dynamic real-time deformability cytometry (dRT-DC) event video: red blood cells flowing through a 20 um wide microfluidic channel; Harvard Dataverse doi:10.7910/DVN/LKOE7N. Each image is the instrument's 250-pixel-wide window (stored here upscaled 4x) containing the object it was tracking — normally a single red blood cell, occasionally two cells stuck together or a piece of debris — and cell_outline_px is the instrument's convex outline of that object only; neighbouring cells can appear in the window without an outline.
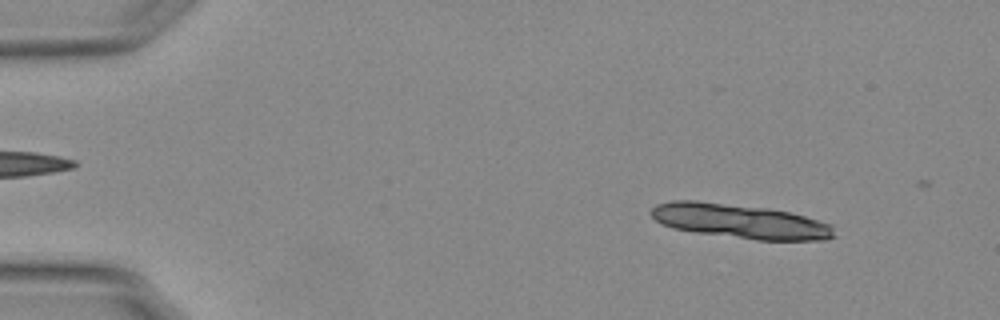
{"species": "Egyptian fruit bat (a non-hibernating species)", "species_latin": "Rousettus aegyptiacus", "temperature_condition": "warm", "stored_images_in_passage": 15, "camera_frame_rate_fps": 3000, "um_per_image_px": 0.085, "animal": {"sex": "female"}, "frame": {"image": 1, "passage_image": 6, "time_ms": 1.667, "image_size_px": [1000, 320], "cell_outline_px": [[836, 236], [824, 240], [756, 240], [696, 232], [672, 228], [660, 224], [652, 216], [652, 208], [656, 204], [672, 200], [696, 200], [764, 208], [788, 212], [804, 216], [832, 224]], "centroid_in_image_um": [62.9, 18.81], "position_along_channel_um": 22.1, "area_um2": 36.53}}